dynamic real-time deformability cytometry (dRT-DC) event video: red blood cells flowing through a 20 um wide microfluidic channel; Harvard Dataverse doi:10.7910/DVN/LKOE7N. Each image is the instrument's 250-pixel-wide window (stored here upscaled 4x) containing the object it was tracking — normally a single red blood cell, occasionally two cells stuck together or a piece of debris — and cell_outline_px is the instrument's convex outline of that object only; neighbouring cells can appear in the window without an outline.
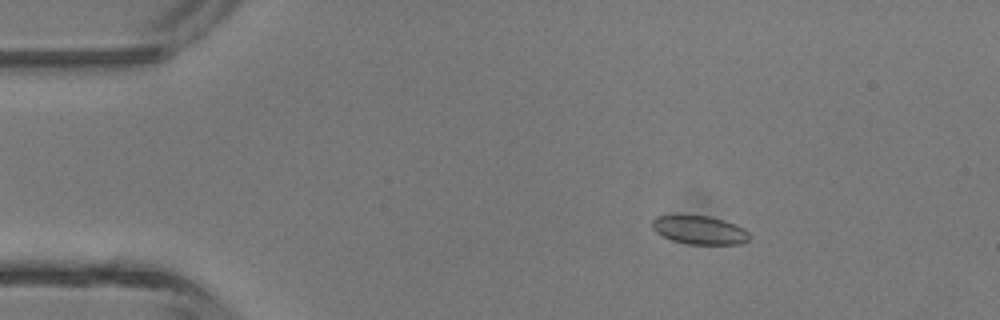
{"species": "common noctule bat (a hibernating species)", "species_latin": "Nyctalus noctula", "temperature_condition": "room temperature", "stored_images_in_passage": 7, "camera_frame_rate_fps": 3000, "um_per_image_px": 0.085, "animal": {"sex": "male", "body_mass_g": 13.3}, "frame": {"image": 1, "passage_image": 3, "time_ms": 2.333, "image_size_px": [1000, 320], "cell_outline_px": [[752, 236], [748, 240], [740, 244], [688, 244], [672, 240], [656, 232], [652, 228], [652, 220], [656, 216], [708, 216], [724, 220], [744, 228]], "centroid_in_image_um": [59.49, 19.56], "position_along_channel_um": 25.5, "area_um2": 16.01}}
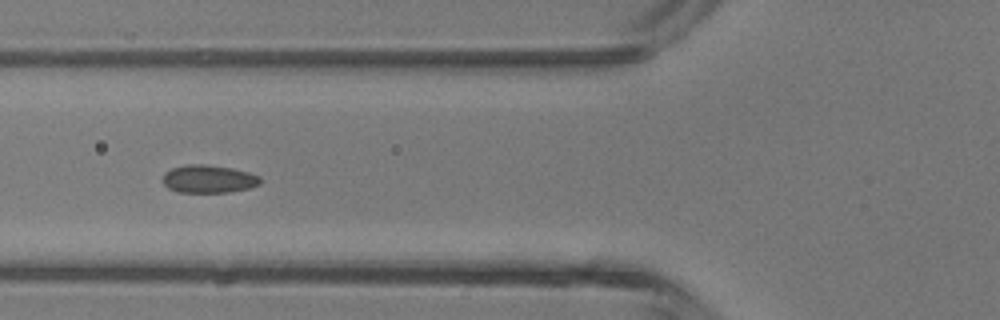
{"frame": {"image": 2, "passage_image": 6, "time_ms": 5.667, "image_size_px": [1000, 320], "cell_outline_px": [[260, 184], [248, 188], [228, 192], [176, 192], [168, 188], [160, 180], [164, 172], [172, 168], [184, 164], [204, 164], [232, 168], [248, 172], [260, 176]], "centroid_in_image_um": [17.67, 15.2], "position_along_channel_um": 108.1, "area_um2": 16.01}}
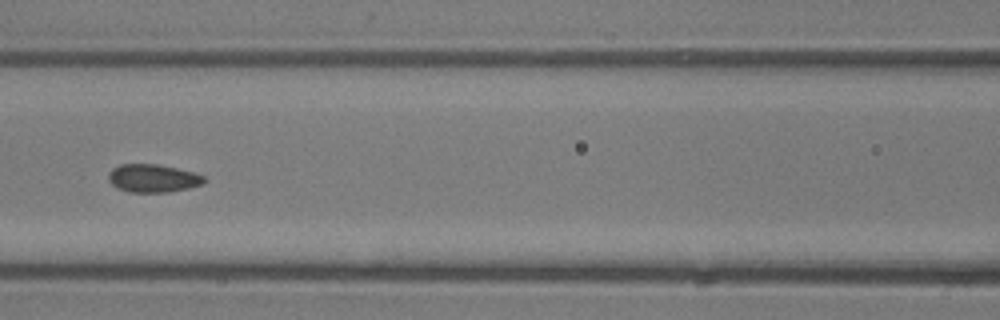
{"frame": {"image": 3, "passage_image": 7, "time_ms": 6.667, "image_size_px": [1000, 320], "cell_outline_px": [[208, 180], [204, 184], [188, 188], [168, 192], [128, 192], [116, 188], [108, 180], [108, 172], [112, 168], [120, 164], [156, 164], [176, 168], [192, 172], [204, 176]], "centroid_in_image_um": [12.99, 15.16], "position_along_channel_um": 153.6, "area_um2": 15.78}}